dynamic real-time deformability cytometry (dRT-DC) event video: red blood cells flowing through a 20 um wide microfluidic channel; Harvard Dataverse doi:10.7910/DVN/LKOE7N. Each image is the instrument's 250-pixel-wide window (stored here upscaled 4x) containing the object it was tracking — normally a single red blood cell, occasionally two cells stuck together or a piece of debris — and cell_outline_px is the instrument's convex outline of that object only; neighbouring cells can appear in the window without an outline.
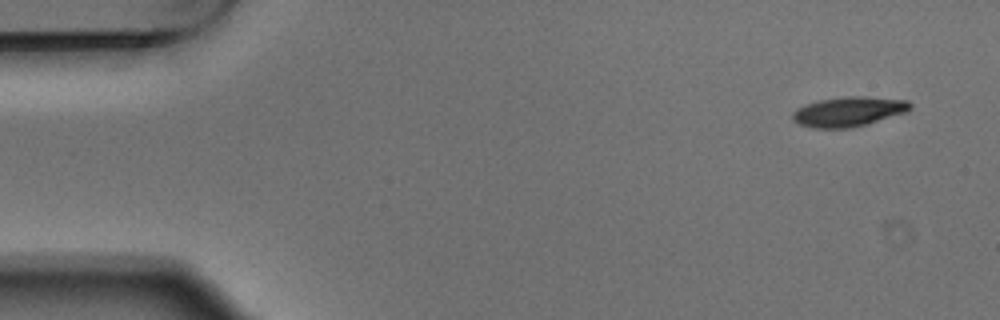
{"species": "Egyptian fruit bat (a non-hibernating species)", "species_latin": "Rousettus aegyptiacus", "temperature_condition": "warm", "stored_images_in_passage": 4, "segment_of_instrument_passage": [2, 2], "camera_frame_rate_fps": 3000, "um_per_image_px": 0.085, "animal": {"sex": "male"}, "frame": {"image": 1, "passage_image": 4, "time_ms": 1.0, "image_size_px": [1000, 320], "cell_outline_px": [[912, 108], [908, 112], [852, 128], [812, 128], [800, 124], [792, 120], [792, 112], [796, 108], [804, 104], [820, 100], [844, 96], [868, 96], [908, 100], [912, 104]], "centroid_in_image_um": [72.14, 9.48], "position_along_channel_um": 12.9, "area_um2": 20.69}}